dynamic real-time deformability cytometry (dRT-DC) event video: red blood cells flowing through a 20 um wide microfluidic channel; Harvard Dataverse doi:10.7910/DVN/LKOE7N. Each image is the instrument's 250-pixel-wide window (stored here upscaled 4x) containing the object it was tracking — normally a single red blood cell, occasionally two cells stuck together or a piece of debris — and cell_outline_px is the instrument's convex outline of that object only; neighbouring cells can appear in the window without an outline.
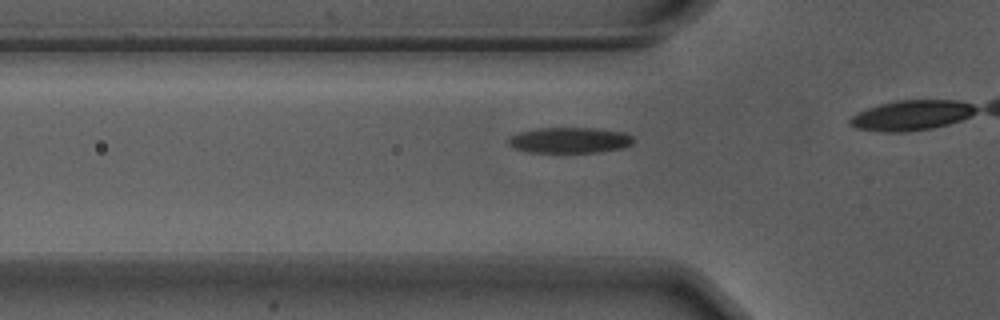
{"species": "Egyptian fruit bat (a non-hibernating species)", "species_latin": "Rousettus aegyptiacus", "temperature_condition": "warm", "stored_images_in_passage": 12, "camera_frame_rate_fps": 3000, "um_per_image_px": 0.085, "animal": {"sex": "male"}, "frame": {"image": 1, "passage_image": 7, "time_ms": 2.0, "image_size_px": [1000, 320], "cell_outline_px": [[632, 144], [624, 148], [596, 152], [528, 152], [512, 148], [508, 144], [508, 140], [512, 136], [520, 132], [540, 128], [592, 128], [624, 132], [632, 136]], "centroid_in_image_um": [48.42, 11.92], "position_along_channel_um": 77.4, "area_um2": 18.61}}
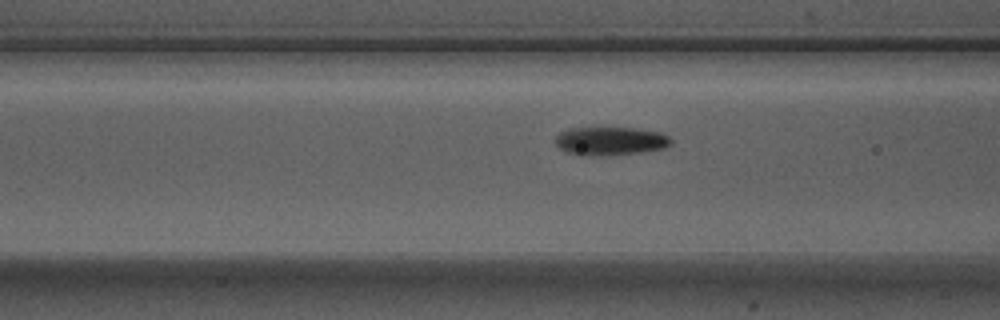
{"frame": {"image": 2, "passage_image": 10, "time_ms": 3.0, "image_size_px": [1000, 320], "cell_outline_px": [[672, 144], [664, 148], [640, 152], [568, 152], [560, 148], [556, 144], [556, 136], [560, 132], [568, 128], [632, 128], [660, 132], [668, 136], [672, 140]], "centroid_in_image_um": [51.95, 11.91], "position_along_channel_um": 114.7, "area_um2": 17.8}}